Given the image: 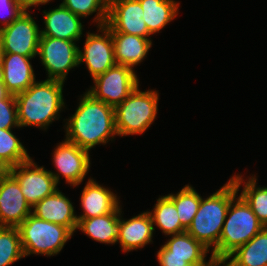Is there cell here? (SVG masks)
<instances>
[{"label":"cell","instance_id":"cell-1","mask_svg":"<svg viewBox=\"0 0 267 266\" xmlns=\"http://www.w3.org/2000/svg\"><path fill=\"white\" fill-rule=\"evenodd\" d=\"M80 97L75 113L66 119L65 139L90 151L96 145L107 144L117 135L115 109L87 91Z\"/></svg>","mask_w":267,"mask_h":266},{"label":"cell","instance_id":"cell-2","mask_svg":"<svg viewBox=\"0 0 267 266\" xmlns=\"http://www.w3.org/2000/svg\"><path fill=\"white\" fill-rule=\"evenodd\" d=\"M64 82L45 79L35 81L27 90L15 95L19 127L34 126L47 130L65 108Z\"/></svg>","mask_w":267,"mask_h":266},{"label":"cell","instance_id":"cell-3","mask_svg":"<svg viewBox=\"0 0 267 266\" xmlns=\"http://www.w3.org/2000/svg\"><path fill=\"white\" fill-rule=\"evenodd\" d=\"M238 194V189L229 179L218 191L207 198L201 197L199 209L187 232L212 253L217 249L222 227L230 201ZM213 246V247H212ZM211 247V248H210Z\"/></svg>","mask_w":267,"mask_h":266},{"label":"cell","instance_id":"cell-4","mask_svg":"<svg viewBox=\"0 0 267 266\" xmlns=\"http://www.w3.org/2000/svg\"><path fill=\"white\" fill-rule=\"evenodd\" d=\"M264 227L250 206L237 194L230 201L219 244L211 257L214 261H225L231 253L250 241Z\"/></svg>","mask_w":267,"mask_h":266},{"label":"cell","instance_id":"cell-5","mask_svg":"<svg viewBox=\"0 0 267 266\" xmlns=\"http://www.w3.org/2000/svg\"><path fill=\"white\" fill-rule=\"evenodd\" d=\"M158 91H141L139 85L115 109L117 136L143 134L157 117Z\"/></svg>","mask_w":267,"mask_h":266},{"label":"cell","instance_id":"cell-6","mask_svg":"<svg viewBox=\"0 0 267 266\" xmlns=\"http://www.w3.org/2000/svg\"><path fill=\"white\" fill-rule=\"evenodd\" d=\"M18 229L25 257L32 254L57 255L74 234L68 227L39 219L33 214Z\"/></svg>","mask_w":267,"mask_h":266},{"label":"cell","instance_id":"cell-7","mask_svg":"<svg viewBox=\"0 0 267 266\" xmlns=\"http://www.w3.org/2000/svg\"><path fill=\"white\" fill-rule=\"evenodd\" d=\"M76 41L40 36L38 54L47 79L65 82L69 71L79 66Z\"/></svg>","mask_w":267,"mask_h":266},{"label":"cell","instance_id":"cell-8","mask_svg":"<svg viewBox=\"0 0 267 266\" xmlns=\"http://www.w3.org/2000/svg\"><path fill=\"white\" fill-rule=\"evenodd\" d=\"M94 86L87 90L95 99L116 107L139 85L134 69L115 65L93 79Z\"/></svg>","mask_w":267,"mask_h":266},{"label":"cell","instance_id":"cell-9","mask_svg":"<svg viewBox=\"0 0 267 266\" xmlns=\"http://www.w3.org/2000/svg\"><path fill=\"white\" fill-rule=\"evenodd\" d=\"M40 29L31 13L24 11L11 24L0 29L3 53L36 57L41 36Z\"/></svg>","mask_w":267,"mask_h":266},{"label":"cell","instance_id":"cell-10","mask_svg":"<svg viewBox=\"0 0 267 266\" xmlns=\"http://www.w3.org/2000/svg\"><path fill=\"white\" fill-rule=\"evenodd\" d=\"M89 151L82 149L76 144L64 139L60 142L53 152V163L57 172H49L53 175L57 184L60 183V177L65 178V183L71 186L80 185L90 170ZM61 174V175H60Z\"/></svg>","mask_w":267,"mask_h":266},{"label":"cell","instance_id":"cell-11","mask_svg":"<svg viewBox=\"0 0 267 266\" xmlns=\"http://www.w3.org/2000/svg\"><path fill=\"white\" fill-rule=\"evenodd\" d=\"M7 171L17 180L31 207L58 189V184L49 170L38 166L32 158Z\"/></svg>","mask_w":267,"mask_h":266},{"label":"cell","instance_id":"cell-12","mask_svg":"<svg viewBox=\"0 0 267 266\" xmlns=\"http://www.w3.org/2000/svg\"><path fill=\"white\" fill-rule=\"evenodd\" d=\"M97 31L102 34L87 32L83 49L78 50L79 65L86 64L92 79L116 65L111 31L106 26Z\"/></svg>","mask_w":267,"mask_h":266},{"label":"cell","instance_id":"cell-13","mask_svg":"<svg viewBox=\"0 0 267 266\" xmlns=\"http://www.w3.org/2000/svg\"><path fill=\"white\" fill-rule=\"evenodd\" d=\"M19 183L8 172L0 173V227H18L30 214Z\"/></svg>","mask_w":267,"mask_h":266},{"label":"cell","instance_id":"cell-14","mask_svg":"<svg viewBox=\"0 0 267 266\" xmlns=\"http://www.w3.org/2000/svg\"><path fill=\"white\" fill-rule=\"evenodd\" d=\"M138 0H108L107 24L116 32L150 38Z\"/></svg>","mask_w":267,"mask_h":266},{"label":"cell","instance_id":"cell-15","mask_svg":"<svg viewBox=\"0 0 267 266\" xmlns=\"http://www.w3.org/2000/svg\"><path fill=\"white\" fill-rule=\"evenodd\" d=\"M19 54L3 53L0 75L11 95L27 90L35 81L36 76L30 60Z\"/></svg>","mask_w":267,"mask_h":266},{"label":"cell","instance_id":"cell-16","mask_svg":"<svg viewBox=\"0 0 267 266\" xmlns=\"http://www.w3.org/2000/svg\"><path fill=\"white\" fill-rule=\"evenodd\" d=\"M73 203L57 189L32 207V213L39 219L68 227L73 233L77 230L78 218Z\"/></svg>","mask_w":267,"mask_h":266},{"label":"cell","instance_id":"cell-17","mask_svg":"<svg viewBox=\"0 0 267 266\" xmlns=\"http://www.w3.org/2000/svg\"><path fill=\"white\" fill-rule=\"evenodd\" d=\"M43 13L45 27L41 29V36L76 42L82 37L84 26L81 23V17L62 4L49 11L44 10Z\"/></svg>","mask_w":267,"mask_h":266},{"label":"cell","instance_id":"cell-18","mask_svg":"<svg viewBox=\"0 0 267 266\" xmlns=\"http://www.w3.org/2000/svg\"><path fill=\"white\" fill-rule=\"evenodd\" d=\"M122 208L119 219V237L117 242L124 253L136 249H142L144 246L150 244L153 238L155 228L148 211L142 212L128 220L123 219L121 216Z\"/></svg>","mask_w":267,"mask_h":266},{"label":"cell","instance_id":"cell-19","mask_svg":"<svg viewBox=\"0 0 267 266\" xmlns=\"http://www.w3.org/2000/svg\"><path fill=\"white\" fill-rule=\"evenodd\" d=\"M81 208L83 214L78 219L94 218L112 213L119 205L120 198L108 187L102 186L93 178H89L81 191Z\"/></svg>","mask_w":267,"mask_h":266},{"label":"cell","instance_id":"cell-20","mask_svg":"<svg viewBox=\"0 0 267 266\" xmlns=\"http://www.w3.org/2000/svg\"><path fill=\"white\" fill-rule=\"evenodd\" d=\"M105 26L111 31L114 58L117 65L128 66L133 69L143 62L153 45L151 38L116 32L107 23Z\"/></svg>","mask_w":267,"mask_h":266},{"label":"cell","instance_id":"cell-21","mask_svg":"<svg viewBox=\"0 0 267 266\" xmlns=\"http://www.w3.org/2000/svg\"><path fill=\"white\" fill-rule=\"evenodd\" d=\"M168 250V257L185 258L191 266H212V257L206 261L209 250L192 237L187 231L171 235L163 245Z\"/></svg>","mask_w":267,"mask_h":266},{"label":"cell","instance_id":"cell-22","mask_svg":"<svg viewBox=\"0 0 267 266\" xmlns=\"http://www.w3.org/2000/svg\"><path fill=\"white\" fill-rule=\"evenodd\" d=\"M121 205L112 213L88 219H78L77 229L103 244H115L119 237Z\"/></svg>","mask_w":267,"mask_h":266},{"label":"cell","instance_id":"cell-23","mask_svg":"<svg viewBox=\"0 0 267 266\" xmlns=\"http://www.w3.org/2000/svg\"><path fill=\"white\" fill-rule=\"evenodd\" d=\"M225 263L229 266H267V227L231 253Z\"/></svg>","mask_w":267,"mask_h":266},{"label":"cell","instance_id":"cell-24","mask_svg":"<svg viewBox=\"0 0 267 266\" xmlns=\"http://www.w3.org/2000/svg\"><path fill=\"white\" fill-rule=\"evenodd\" d=\"M143 9V19L151 35L159 33L178 15L179 4L175 0H138Z\"/></svg>","mask_w":267,"mask_h":266},{"label":"cell","instance_id":"cell-25","mask_svg":"<svg viewBox=\"0 0 267 266\" xmlns=\"http://www.w3.org/2000/svg\"><path fill=\"white\" fill-rule=\"evenodd\" d=\"M230 179L233 181L238 191H240L241 185L244 186L239 195L250 206L258 220L267 227V187L258 186L255 175L250 176L247 182L242 178V175L239 174L231 176Z\"/></svg>","mask_w":267,"mask_h":266},{"label":"cell","instance_id":"cell-26","mask_svg":"<svg viewBox=\"0 0 267 266\" xmlns=\"http://www.w3.org/2000/svg\"><path fill=\"white\" fill-rule=\"evenodd\" d=\"M151 216L153 226L162 230L167 236L185 232L186 229L181 225L178 212L174 202L167 196L157 199L152 211H148Z\"/></svg>","mask_w":267,"mask_h":266},{"label":"cell","instance_id":"cell-27","mask_svg":"<svg viewBox=\"0 0 267 266\" xmlns=\"http://www.w3.org/2000/svg\"><path fill=\"white\" fill-rule=\"evenodd\" d=\"M11 130L0 128V168L3 171L31 159L27 149Z\"/></svg>","mask_w":267,"mask_h":266},{"label":"cell","instance_id":"cell-28","mask_svg":"<svg viewBox=\"0 0 267 266\" xmlns=\"http://www.w3.org/2000/svg\"><path fill=\"white\" fill-rule=\"evenodd\" d=\"M175 204L181 225L187 230L201 203V195L191 185H185L178 193L167 195Z\"/></svg>","mask_w":267,"mask_h":266},{"label":"cell","instance_id":"cell-29","mask_svg":"<svg viewBox=\"0 0 267 266\" xmlns=\"http://www.w3.org/2000/svg\"><path fill=\"white\" fill-rule=\"evenodd\" d=\"M23 257L18 227H0V266H10Z\"/></svg>","mask_w":267,"mask_h":266},{"label":"cell","instance_id":"cell-30","mask_svg":"<svg viewBox=\"0 0 267 266\" xmlns=\"http://www.w3.org/2000/svg\"><path fill=\"white\" fill-rule=\"evenodd\" d=\"M61 4L81 18H86L98 11L93 22L97 23V27L105 26L107 23L108 0H63Z\"/></svg>","mask_w":267,"mask_h":266},{"label":"cell","instance_id":"cell-31","mask_svg":"<svg viewBox=\"0 0 267 266\" xmlns=\"http://www.w3.org/2000/svg\"><path fill=\"white\" fill-rule=\"evenodd\" d=\"M0 128H20L17 118L15 95L10 94L7 98L0 99Z\"/></svg>","mask_w":267,"mask_h":266},{"label":"cell","instance_id":"cell-32","mask_svg":"<svg viewBox=\"0 0 267 266\" xmlns=\"http://www.w3.org/2000/svg\"><path fill=\"white\" fill-rule=\"evenodd\" d=\"M23 12L17 0H0V29L11 24Z\"/></svg>","mask_w":267,"mask_h":266},{"label":"cell","instance_id":"cell-33","mask_svg":"<svg viewBox=\"0 0 267 266\" xmlns=\"http://www.w3.org/2000/svg\"><path fill=\"white\" fill-rule=\"evenodd\" d=\"M156 255L160 266H191L185 258L168 257V250L163 245Z\"/></svg>","mask_w":267,"mask_h":266},{"label":"cell","instance_id":"cell-34","mask_svg":"<svg viewBox=\"0 0 267 266\" xmlns=\"http://www.w3.org/2000/svg\"><path fill=\"white\" fill-rule=\"evenodd\" d=\"M18 4L20 7L24 10L27 11L29 10L30 7L34 6L37 7L39 5H46L50 3L52 0H17Z\"/></svg>","mask_w":267,"mask_h":266},{"label":"cell","instance_id":"cell-35","mask_svg":"<svg viewBox=\"0 0 267 266\" xmlns=\"http://www.w3.org/2000/svg\"><path fill=\"white\" fill-rule=\"evenodd\" d=\"M10 95V93L7 91L3 81L2 77L0 75V99H5Z\"/></svg>","mask_w":267,"mask_h":266},{"label":"cell","instance_id":"cell-36","mask_svg":"<svg viewBox=\"0 0 267 266\" xmlns=\"http://www.w3.org/2000/svg\"><path fill=\"white\" fill-rule=\"evenodd\" d=\"M215 266H229L225 261H215Z\"/></svg>","mask_w":267,"mask_h":266},{"label":"cell","instance_id":"cell-37","mask_svg":"<svg viewBox=\"0 0 267 266\" xmlns=\"http://www.w3.org/2000/svg\"><path fill=\"white\" fill-rule=\"evenodd\" d=\"M2 56H3V51H2V46L0 43V71H1Z\"/></svg>","mask_w":267,"mask_h":266}]
</instances>
